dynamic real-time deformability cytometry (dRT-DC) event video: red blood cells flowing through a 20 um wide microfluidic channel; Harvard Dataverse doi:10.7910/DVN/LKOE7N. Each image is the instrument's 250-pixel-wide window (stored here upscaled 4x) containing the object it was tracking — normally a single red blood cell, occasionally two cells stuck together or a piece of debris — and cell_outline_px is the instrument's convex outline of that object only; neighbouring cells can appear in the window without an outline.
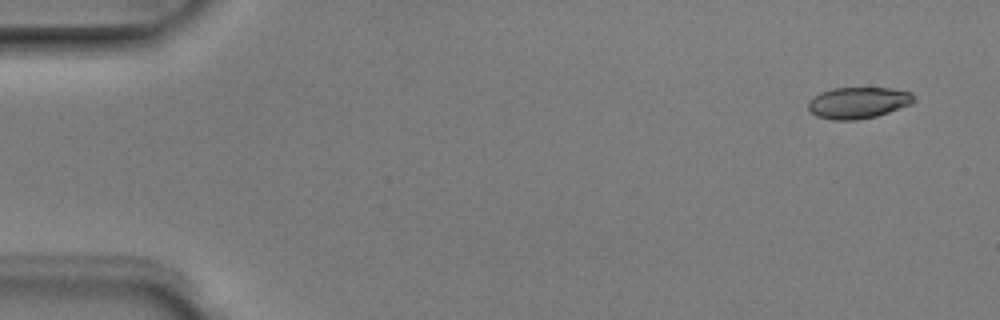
{"species": "Egyptian fruit bat (a non-hibernating species)", "species_latin": "Rousettus aegyptiacus", "temperature_condition": "room temperature", "stored_images_in_passage": 6, "camera_frame_rate_fps": 3000, "um_per_image_px": 0.085, "animal": {"sex": "male"}, "frame": {"image": 1, "passage_image": 1, "time_ms": 0.0, "image_size_px": [1000, 320], "cell_outline_px": [[916, 100], [912, 104], [876, 116], [856, 120], [832, 120], [816, 116], [808, 108], [808, 100], [812, 96], [820, 92], [832, 88], [892, 88], [912, 92], [916, 96]], "centroid_in_image_um": [72.95, 8.72], "position_along_channel_um": 12.0, "area_um2": 19.59}}
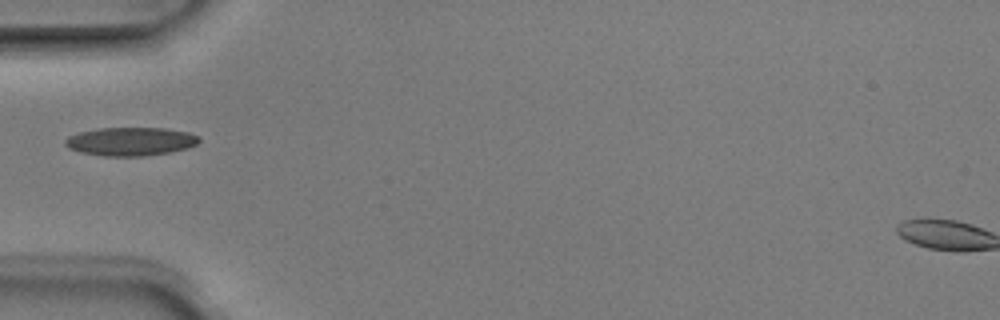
{"frame": {"image": 2, "passage_image": 5, "time_ms": 1.333, "image_size_px": [1000, 320], "cell_outline_px": [[200, 140], [196, 144], [188, 148], [168, 152], [144, 156], [104, 156], [80, 152], [68, 148], [64, 144], [64, 140], [68, 136], [80, 132], [100, 128], [164, 128], [188, 132], [200, 136]], "centroid_in_image_um": [11.09, 12.02], "position_along_channel_um": 73.9, "area_um2": 22.2}}
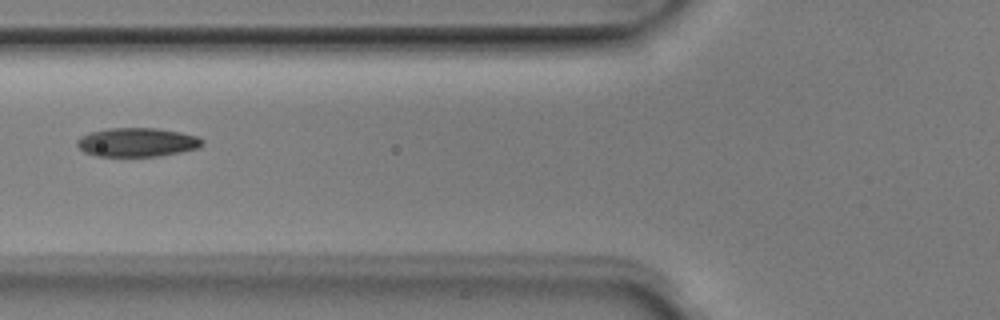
{"frame": {"image": 3, "passage_image": 6, "time_ms": 1.667, "image_size_px": [1000, 320], "cell_outline_px": [[204, 144], [200, 148], [160, 156], [96, 156], [84, 152], [76, 144], [76, 140], [80, 136], [88, 132], [108, 128], [156, 128], [180, 132], [200, 136], [204, 140]], "centroid_in_image_um": [11.67, 12.09], "position_along_channel_um": 114.1, "area_um2": 21.39}}